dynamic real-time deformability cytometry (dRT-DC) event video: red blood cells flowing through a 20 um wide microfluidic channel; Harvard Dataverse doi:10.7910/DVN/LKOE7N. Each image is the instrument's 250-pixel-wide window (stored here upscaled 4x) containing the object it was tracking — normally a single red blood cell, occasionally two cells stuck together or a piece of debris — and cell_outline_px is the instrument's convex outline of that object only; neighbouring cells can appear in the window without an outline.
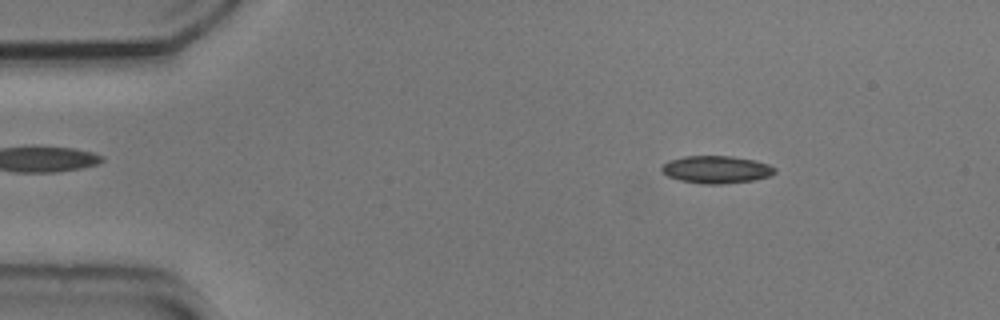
{"species": "common noctule bat (a hibernating species)", "species_latin": "Nyctalus noctula", "temperature_condition": "cold", "stored_images_in_passage": 53, "camera_frame_rate_fps": 3000, "um_per_image_px": 0.085, "animal": {"sex": "male", "body_mass_g": 20.5, "forearm_length_mm": 52.5}, "frame": {"image": 1, "passage_image": 7, "time_ms": 2.0, "image_size_px": [1000, 320], "cell_outline_px": [[776, 172], [768, 176], [752, 180], [724, 184], [704, 184], [680, 180], [668, 176], [660, 172], [660, 168], [668, 160], [684, 156], [732, 156], [752, 160], [768, 164], [776, 168]], "centroid_in_image_um": [60.84, 14.41], "position_along_channel_um": 24.2, "area_um2": 18.09}}
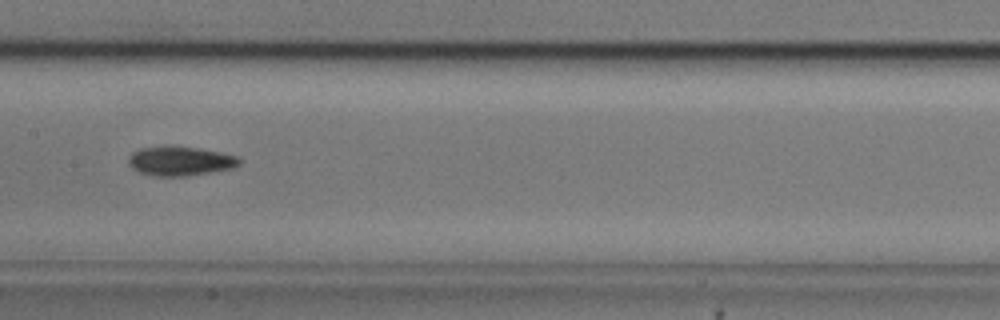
{"frame": {"image": 2, "passage_image": 26, "time_ms": 8.333, "image_size_px": [1000, 320], "cell_outline_px": [[240, 164], [232, 168], [184, 176], [156, 176], [140, 172], [132, 168], [128, 164], [128, 160], [132, 152], [140, 148], [164, 144], [172, 144], [200, 148], [220, 152], [236, 156], [240, 160]], "centroid_in_image_um": [15.26, 13.65], "position_along_channel_um": 192.1, "area_um2": 19.19}}
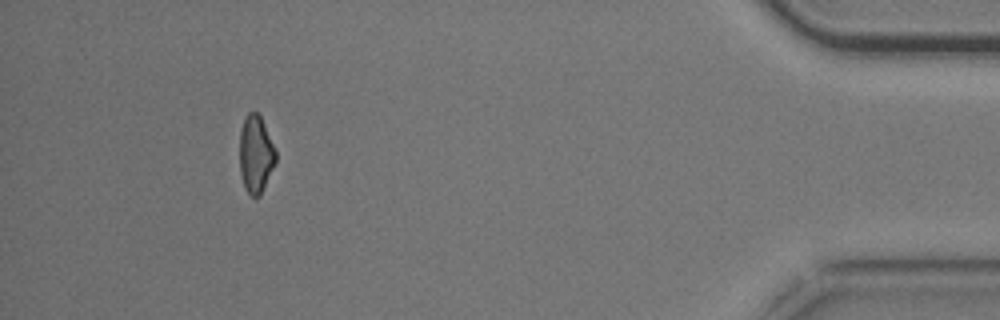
{"frame": {"image": 3, "passage_image": 49, "time_ms": 16.0, "image_size_px": [1000, 320], "cell_outline_px": [[276, 160], [260, 196], [252, 196], [244, 188], [240, 172], [240, 132], [244, 120], [248, 112], [256, 112], [260, 116], [276, 152]], "centroid_in_image_um": [21.72, 13.12], "position_along_channel_um": 413.5, "area_um2": 15.95}, "authors_computed_cell_mechanics": {"area_um2": 17.8024, "velocity_mm_per_s": 3.7133, "shape_relaxation_time_tau1_ms": 2.6422, "shape_relaxation_time_tau2_ms": 9.2913, "deformation_change_tau1": 0.1069, "deformation_change_tau2": 0.1821}}